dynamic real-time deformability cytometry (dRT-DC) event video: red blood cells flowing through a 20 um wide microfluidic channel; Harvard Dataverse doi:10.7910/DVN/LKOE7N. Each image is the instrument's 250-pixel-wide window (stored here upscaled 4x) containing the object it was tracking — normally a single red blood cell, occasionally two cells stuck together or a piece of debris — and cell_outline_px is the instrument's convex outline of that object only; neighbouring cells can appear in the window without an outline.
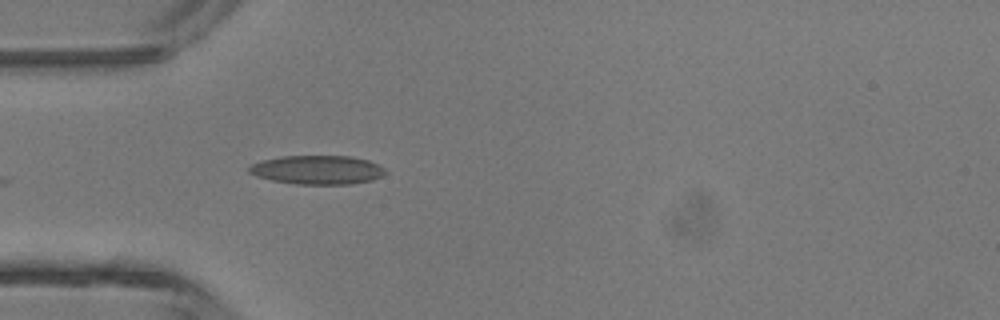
{"species": "common noctule bat (a hibernating species)", "species_latin": "Nyctalus noctula", "temperature_condition": "room temperature", "stored_images_in_passage": 6, "camera_frame_rate_fps": 3000, "um_per_image_px": 0.085, "animal": {"sex": "male", "body_mass_g": 13.3}, "frame": {"image": 1, "passage_image": 6, "time_ms": 1.667, "image_size_px": [1000, 320], "cell_outline_px": [[388, 172], [372, 180], [352, 184], [296, 184], [272, 180], [256, 176], [248, 172], [248, 168], [252, 164], [264, 160], [280, 156], [352, 156], [368, 160], [384, 168]], "centroid_in_image_um": [26.98, 14.44], "position_along_channel_um": 58.0, "area_um2": 22.89}}